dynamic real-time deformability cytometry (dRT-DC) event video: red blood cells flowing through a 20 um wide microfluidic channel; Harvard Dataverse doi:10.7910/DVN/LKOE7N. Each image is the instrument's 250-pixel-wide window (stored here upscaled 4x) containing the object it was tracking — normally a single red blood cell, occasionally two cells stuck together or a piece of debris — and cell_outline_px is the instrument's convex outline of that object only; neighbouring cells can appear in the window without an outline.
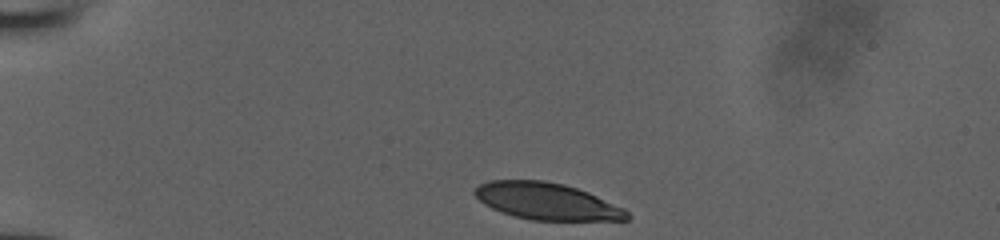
{"species": "human", "species_latin": "Homo sapiens", "temperature_condition": "room temperature", "stored_images_in_passage": 34, "camera_frame_rate_fps": 3000, "um_per_image_px": 0.085, "donor": {"sex": "male"}, "frame": {"image": 1, "passage_image": 1, "time_ms": 0.0, "image_size_px": [1000, 240], "cell_outline_px": [[632, 216], [628, 220], [532, 220], [516, 216], [492, 208], [484, 204], [472, 192], [480, 184], [488, 180], [544, 180], [564, 184], [588, 192], [624, 208]], "centroid_in_image_um": [46.5, 17.1], "position_along_channel_um": 38.5, "area_um2": 32.54}}
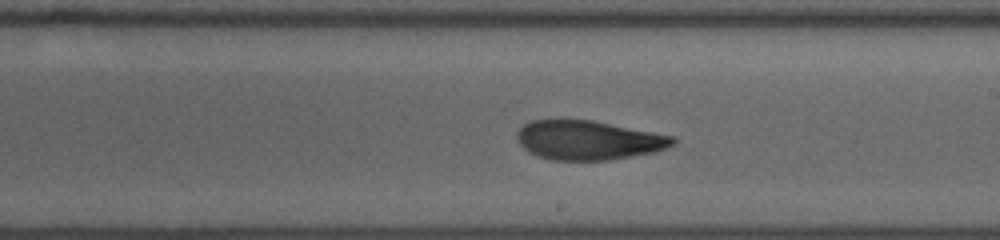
{"frame": {"image": 2, "passage_image": 20, "time_ms": 6.333, "image_size_px": [1000, 240], "cell_outline_px": [[676, 140], [672, 144], [664, 148], [652, 152], [608, 160], [552, 160], [536, 156], [528, 152], [516, 140], [516, 132], [524, 124], [532, 120], [592, 120], [676, 136]], "centroid_in_image_um": [49.97, 11.91], "position_along_channel_um": 239.0, "area_um2": 35.55}}
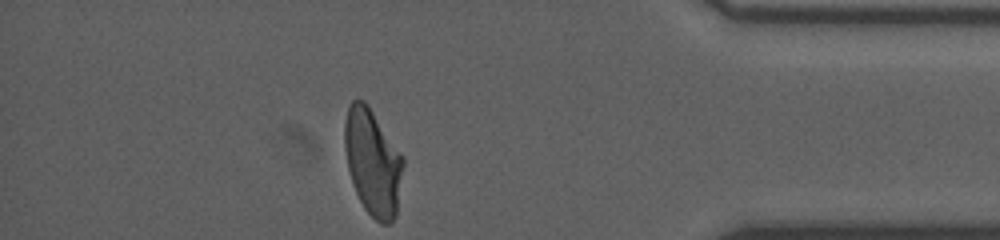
{"frame": {"image": 3, "passage_image": 34, "time_ms": 11.0, "image_size_px": [1000, 240], "cell_outline_px": [[404, 164], [396, 216], [388, 224], [380, 224], [364, 208], [352, 184], [348, 168], [344, 148], [344, 124], [348, 108], [352, 100], [364, 100], [368, 104], [404, 156]], "centroid_in_image_um": [31.69, 13.78], "position_along_channel_um": 403.5, "area_um2": 36.47}}